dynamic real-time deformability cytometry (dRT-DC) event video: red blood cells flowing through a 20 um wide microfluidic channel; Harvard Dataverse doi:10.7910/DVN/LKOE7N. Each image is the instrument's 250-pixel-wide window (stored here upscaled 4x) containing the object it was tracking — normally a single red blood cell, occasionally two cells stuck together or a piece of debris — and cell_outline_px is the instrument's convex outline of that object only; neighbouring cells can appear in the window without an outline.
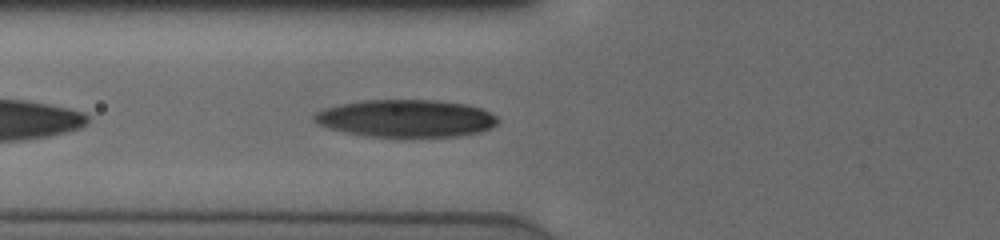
{"species": "human", "species_latin": "Homo sapiens", "temperature_condition": "cold", "stored_images_in_passage": 36, "camera_frame_rate_fps": 3000, "um_per_image_px": 0.085, "donor": {"sex": "male"}, "frame": {"image": 1, "passage_image": 4, "time_ms": 1.0, "image_size_px": [1000, 240], "cell_outline_px": [[500, 120], [492, 128], [480, 132], [460, 136], [368, 136], [344, 132], [328, 128], [316, 124], [312, 120], [312, 116], [316, 112], [324, 108], [364, 100], [436, 100], [464, 104], [480, 108], [496, 116]], "centroid_in_image_um": [34.49, 10.06], "position_along_channel_um": 91.3, "area_um2": 39.94}}
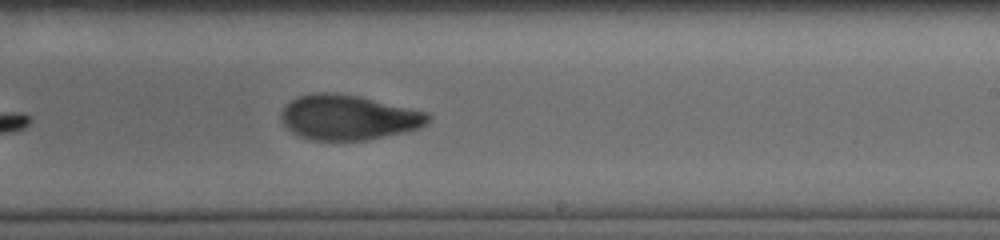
{"frame": {"image": 2, "passage_image": 17, "time_ms": 5.333, "image_size_px": [1000, 240], "cell_outline_px": [[432, 116], [424, 124], [416, 128], [404, 132], [368, 140], [308, 140], [292, 132], [280, 120], [280, 112], [296, 96], [316, 92], [328, 92], [360, 96], [428, 112]], "centroid_in_image_um": [29.58, 9.97], "position_along_channel_um": 259.4, "area_um2": 38.49}}
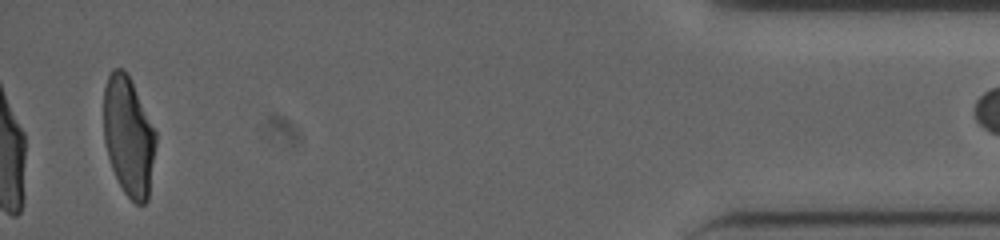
{"frame": {"image": 3, "passage_image": 35, "time_ms": 11.333, "image_size_px": [1000, 240], "cell_outline_px": [[156, 144], [148, 200], [144, 204], [136, 204], [124, 192], [112, 168], [108, 156], [104, 140], [104, 88], [108, 76], [112, 68], [124, 68], [156, 132]], "centroid_in_image_um": [10.92, 11.6], "position_along_channel_um": 424.3, "area_um2": 35.84}}